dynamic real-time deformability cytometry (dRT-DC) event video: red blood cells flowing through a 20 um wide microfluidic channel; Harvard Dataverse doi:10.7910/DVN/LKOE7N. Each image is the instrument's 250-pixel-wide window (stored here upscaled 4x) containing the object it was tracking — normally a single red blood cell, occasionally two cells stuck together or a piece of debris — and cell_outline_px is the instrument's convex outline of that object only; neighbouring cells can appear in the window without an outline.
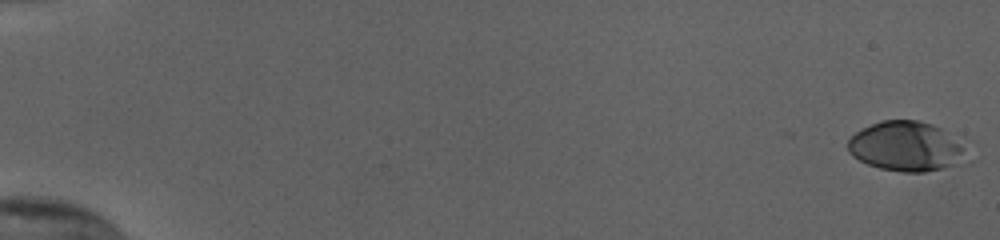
{"species": "human", "species_latin": "Homo sapiens", "temperature_condition": "cold", "stored_images_in_passage": 55, "camera_frame_rate_fps": 3000, "um_per_image_px": 0.085, "donor": {"sex": "female"}, "frame": {"image": 1, "passage_image": 1, "time_ms": 0.0, "image_size_px": [1000, 240], "cell_outline_px": [[960, 164], [944, 168], [924, 172], [900, 172], [880, 168], [868, 164], [852, 156], [848, 152], [848, 140], [856, 132], [880, 120], [920, 120], [932, 124], [940, 128], [960, 148]], "centroid_in_image_um": [76.89, 12.45], "position_along_channel_um": 8.1, "area_um2": 33.29}}
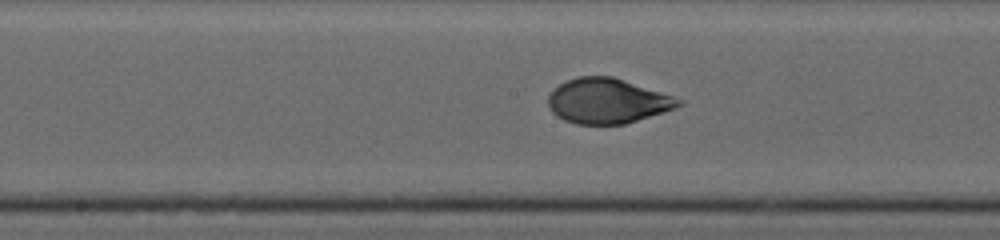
{"frame": {"image": 2, "passage_image": 31, "time_ms": 10.0, "image_size_px": [1000, 240], "cell_outline_px": [[684, 104], [676, 108], [664, 112], [624, 124], [576, 124], [564, 120], [556, 116], [552, 112], [548, 104], [548, 96], [560, 84], [568, 80], [580, 76], [612, 76], [684, 100]], "centroid_in_image_um": [51.64, 8.59], "position_along_channel_um": 196.6, "area_um2": 33.93}}
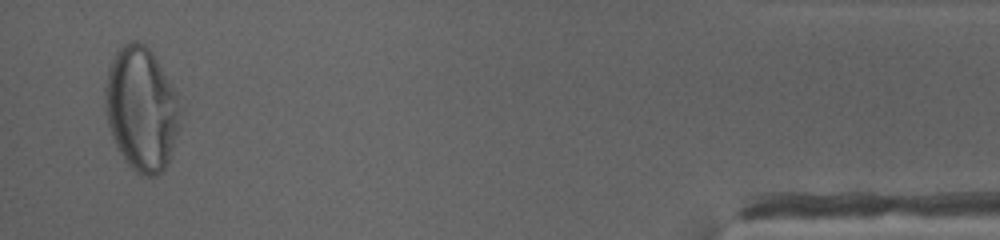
{"frame": {"image": 3, "passage_image": 54, "time_ms": 17.667, "image_size_px": [1000, 240], "cell_outline_px": [[184, 112], [168, 160], [164, 168], [156, 176], [144, 176], [136, 172], [128, 164], [120, 152], [112, 136], [108, 124], [104, 108], [104, 88], [108, 68], [120, 44], [132, 40], [136, 40], [144, 44], [152, 52], [176, 92]], "centroid_in_image_um": [12.02, 9.22], "position_along_channel_um": 423.2, "area_um2": 54.51}, "authors_computed_cell_mechanics": {"area_um2": 34.0442, "velocity_mm_per_s": 3.8265, "shape_relaxation_time_tau1_ms": 4.8049, "shape_relaxation_time_tau2_ms": null, "deformation_change_tau1": 0.2201, "deformation_change_tau2": null}}